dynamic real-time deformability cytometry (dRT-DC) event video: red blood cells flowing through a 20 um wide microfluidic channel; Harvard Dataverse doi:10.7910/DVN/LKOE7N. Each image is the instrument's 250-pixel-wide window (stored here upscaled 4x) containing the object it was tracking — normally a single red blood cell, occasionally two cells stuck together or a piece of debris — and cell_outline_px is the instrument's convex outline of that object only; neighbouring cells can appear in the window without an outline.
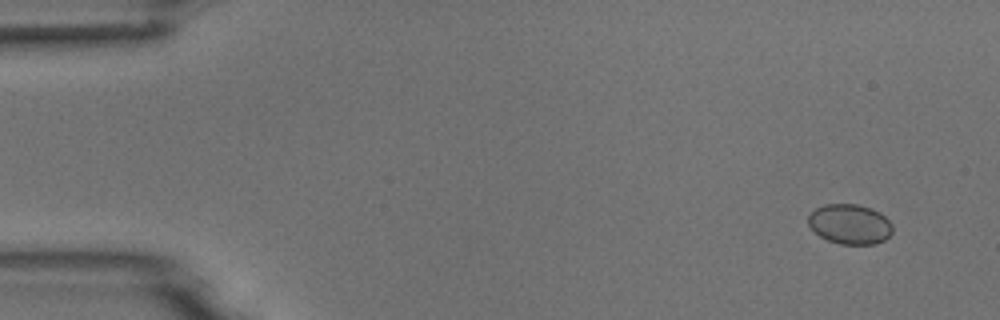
{"species": "common noctule bat (a hibernating species)", "species_latin": "Nyctalus noctula", "temperature_condition": "room temperature", "stored_images_in_passage": 8, "camera_frame_rate_fps": 3000, "um_per_image_px": 0.085, "animal": {"sex": "male", "body_mass_g": 18.8}, "frame": {"image": 1, "passage_image": 1, "time_ms": 0.0, "image_size_px": [1000, 320], "cell_outline_px": [[892, 232], [884, 240], [876, 244], [840, 244], [828, 240], [820, 236], [808, 224], [808, 216], [816, 208], [824, 204], [856, 204], [872, 208], [880, 212], [892, 224]], "centroid_in_image_um": [72.25, 19.04], "position_along_channel_um": 12.8, "area_um2": 19.59}}
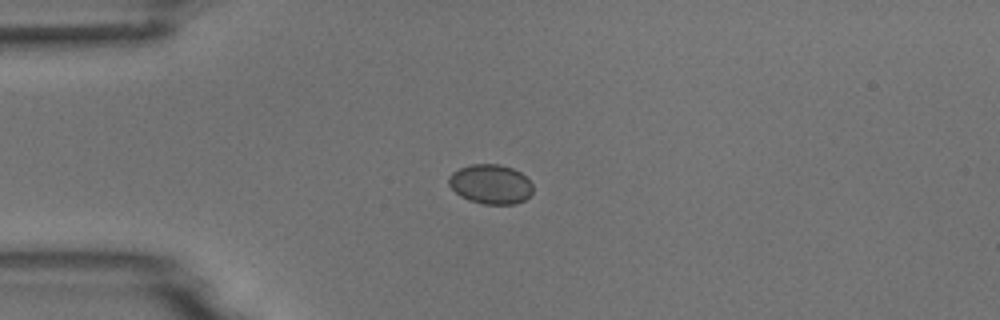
{"frame": {"image": 2, "passage_image": 3, "time_ms": 3.333, "image_size_px": [1000, 320], "cell_outline_px": [[532, 192], [524, 200], [516, 204], [484, 204], [468, 200], [460, 196], [448, 184], [448, 176], [452, 172], [460, 168], [472, 164], [500, 164], [512, 168], [520, 172], [532, 184]], "centroid_in_image_um": [41.68, 15.65], "position_along_channel_um": 43.3, "area_um2": 19.36}}
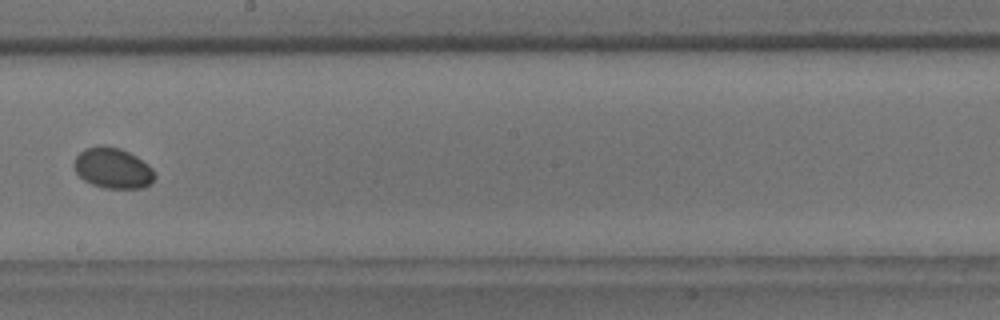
{"frame": {"image": 3, "passage_image": 8, "time_ms": 9.0, "image_size_px": [1000, 320], "cell_outline_px": [[156, 176], [148, 184], [140, 188], [104, 188], [92, 184], [84, 180], [76, 172], [72, 164], [76, 156], [84, 148], [104, 144], [120, 148], [136, 156], [148, 164], [156, 172]], "centroid_in_image_um": [9.57, 14.27], "position_along_channel_um": 238.6, "area_um2": 19.19}}